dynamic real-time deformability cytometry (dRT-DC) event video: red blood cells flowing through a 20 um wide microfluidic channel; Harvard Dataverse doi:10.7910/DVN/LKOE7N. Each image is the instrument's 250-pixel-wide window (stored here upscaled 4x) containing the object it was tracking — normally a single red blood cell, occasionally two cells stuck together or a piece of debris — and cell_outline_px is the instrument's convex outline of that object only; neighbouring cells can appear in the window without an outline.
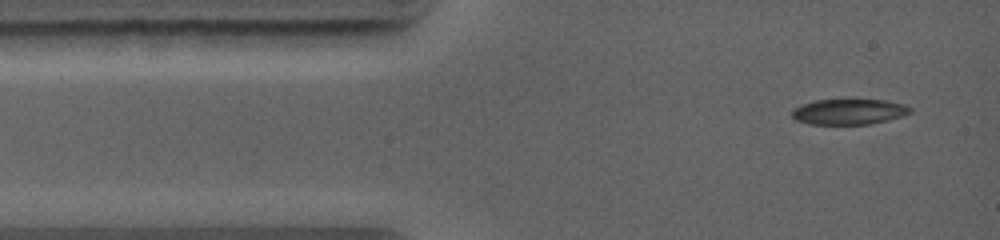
{"species": "common noctule bat (a hibernating species)", "species_latin": "Nyctalus noctula", "temperature_condition": "warm", "stored_images_in_passage": 38, "camera_frame_rate_fps": 5000, "um_per_image_px": 0.085, "animal": {"sex": "female", "body_mass_g": 19.0, "forearm_length_mm": 56.7}, "frame": {"image": 1, "passage_image": 1, "time_ms": 0.0, "image_size_px": [1000, 240], "cell_outline_px": [[912, 112], [904, 116], [888, 120], [868, 124], [808, 124], [796, 120], [792, 116], [792, 112], [796, 108], [804, 104], [816, 100], [884, 100], [904, 104], [912, 108]], "centroid_in_image_um": [72.21, 9.5], "position_along_channel_um": 12.8, "area_um2": 17.46}}
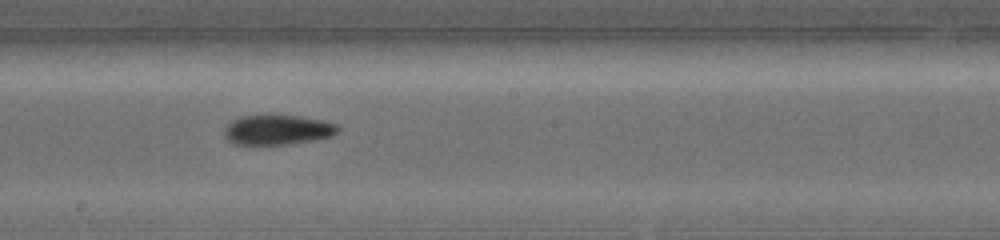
{"frame": {"image": 2, "passage_image": 16, "time_ms": 5.6, "image_size_px": [1000, 240], "cell_outline_px": [[340, 132], [332, 136], [316, 140], [288, 144], [232, 144], [224, 136], [224, 128], [232, 120], [240, 116], [296, 116], [320, 120], [336, 124], [340, 128]], "centroid_in_image_um": [23.59, 11.05], "position_along_channel_um": 224.6, "area_um2": 19.65}}
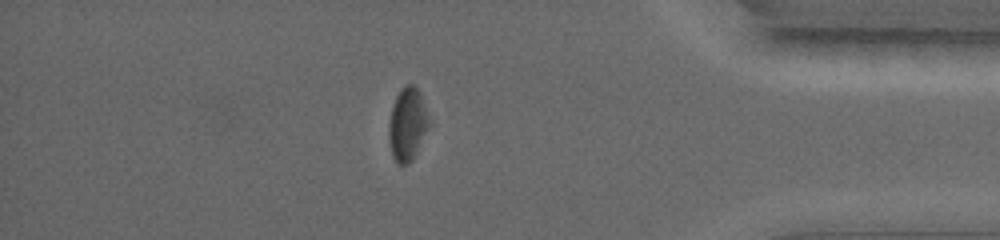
{"frame": {"image": 3, "passage_image": 33, "time_ms": 10.0, "image_size_px": [1000, 240], "cell_outline_px": [[432, 124], [412, 160], [408, 164], [396, 164], [392, 156], [388, 140], [388, 124], [392, 104], [396, 96], [404, 84], [416, 84], [420, 92]], "centroid_in_image_um": [34.64, 10.55], "position_along_channel_um": 400.6, "area_um2": 17.74}}